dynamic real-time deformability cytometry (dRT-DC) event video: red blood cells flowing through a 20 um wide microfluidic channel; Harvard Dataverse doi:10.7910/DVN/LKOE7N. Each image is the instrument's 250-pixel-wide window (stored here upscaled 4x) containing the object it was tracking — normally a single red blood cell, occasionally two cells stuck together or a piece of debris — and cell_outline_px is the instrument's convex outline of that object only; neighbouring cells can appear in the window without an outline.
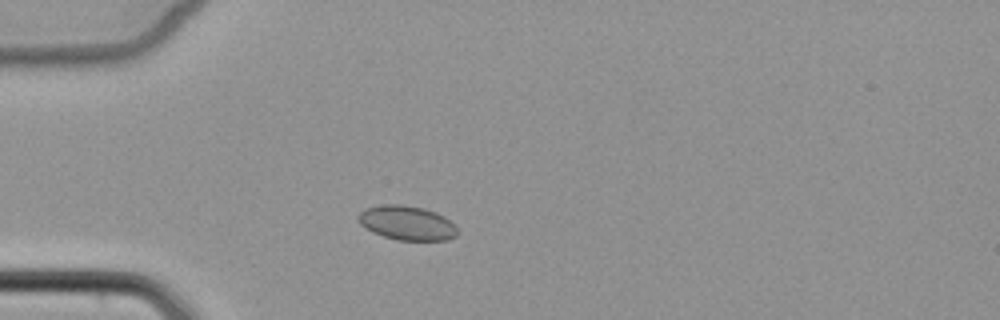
{"species": "common noctule bat (a hibernating species)", "species_latin": "Nyctalus noctula", "temperature_condition": "cold", "stored_images_in_passage": 4, "camera_frame_rate_fps": 3000, "um_per_image_px": 0.085, "animal": {"sex": "female", "body_mass_g": 22.7, "forearm_length_mm": 54.2}, "frame": {"image": 1, "passage_image": 3, "time_ms": 2.667, "image_size_px": [1000, 320], "cell_outline_px": [[456, 236], [448, 240], [396, 240], [372, 232], [360, 224], [356, 216], [364, 208], [384, 204], [400, 204], [424, 208], [436, 212], [444, 216], [456, 228]], "centroid_in_image_um": [34.55, 18.94], "position_along_channel_um": 50.5, "area_um2": 19.83}}